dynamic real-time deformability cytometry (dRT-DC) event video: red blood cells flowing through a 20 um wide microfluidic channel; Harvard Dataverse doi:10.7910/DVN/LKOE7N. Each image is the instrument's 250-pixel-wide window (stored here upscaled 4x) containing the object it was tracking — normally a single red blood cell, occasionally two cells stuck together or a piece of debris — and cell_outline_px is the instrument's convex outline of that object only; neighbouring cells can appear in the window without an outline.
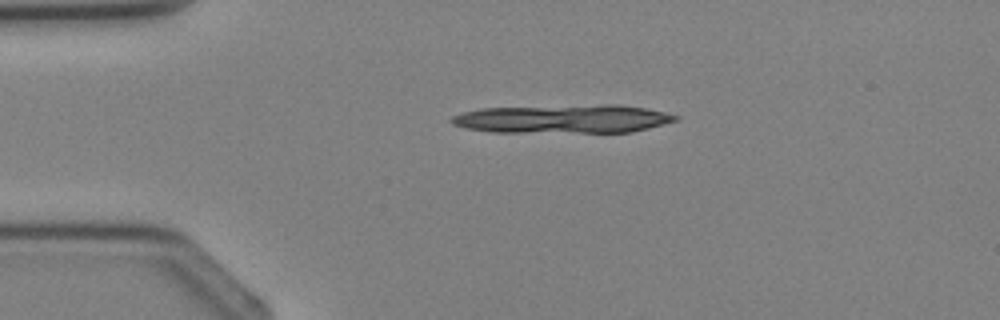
{"species": "Egyptian fruit bat (a non-hibernating species)", "species_latin": "Rousettus aegyptiacus", "temperature_condition": "cold", "stored_images_in_passage": 2, "segment_of_instrument_passage": [1, 2], "camera_frame_rate_fps": 3000, "um_per_image_px": 0.085, "animal": {"sex": "female"}, "frame": {"image": 1, "passage_image": 1, "time_ms": 0.0, "image_size_px": [1000, 320], "cell_outline_px": [[680, 120], [632, 132], [488, 132], [464, 128], [452, 124], [448, 120], [452, 116], [464, 112], [480, 108], [604, 104], [620, 104], [644, 108], [664, 112], [680, 116]], "centroid_in_image_um": [47.85, 10.1], "position_along_channel_um": 37.1, "area_um2": 37.57}}